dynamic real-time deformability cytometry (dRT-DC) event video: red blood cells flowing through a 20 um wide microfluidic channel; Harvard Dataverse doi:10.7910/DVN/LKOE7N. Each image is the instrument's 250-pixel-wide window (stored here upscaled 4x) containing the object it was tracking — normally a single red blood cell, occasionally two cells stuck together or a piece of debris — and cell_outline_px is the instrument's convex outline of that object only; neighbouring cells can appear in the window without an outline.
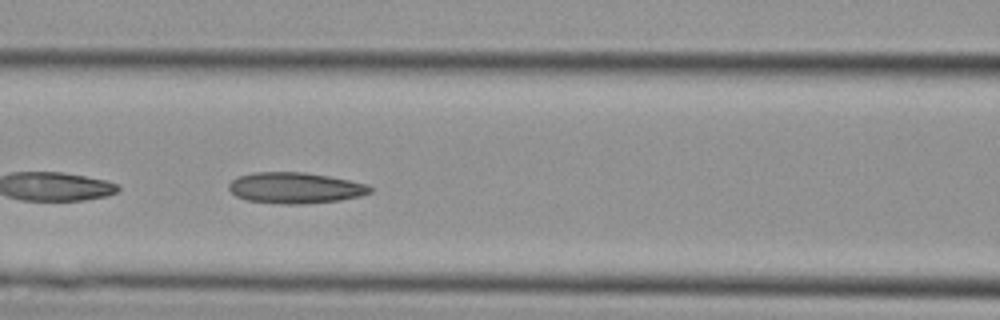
{"species": "Egyptian fruit bat (a non-hibernating species)", "species_latin": "Rousettus aegyptiacus", "temperature_condition": "cold", "stored_images_in_passage": 34, "camera_frame_rate_fps": 3000, "um_per_image_px": 0.085, "animal": {"sex": "female"}, "frame": {"image": 1, "passage_image": 15, "time_ms": 4.667, "image_size_px": [1000, 320], "cell_outline_px": [[372, 192], [360, 196], [340, 200], [304, 204], [280, 204], [248, 200], [236, 196], [228, 188], [228, 184], [236, 176], [252, 172], [304, 172], [328, 176], [368, 184], [372, 188]], "centroid_in_image_um": [25.08, 15.97], "position_along_channel_um": 141.5, "area_um2": 25.61}}
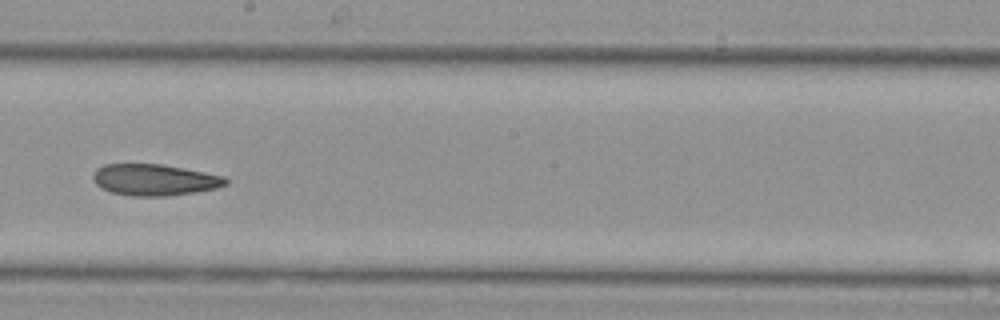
{"frame": {"image": 2, "passage_image": 20, "time_ms": 6.333, "image_size_px": [1000, 320], "cell_outline_px": [[228, 184], [216, 188], [196, 192], [164, 196], [132, 196], [112, 192], [96, 184], [92, 180], [92, 176], [96, 168], [104, 164], [160, 164], [184, 168], [224, 176], [228, 180]], "centroid_in_image_um": [13.13, 15.28], "position_along_channel_um": 235.1, "area_um2": 24.22}}